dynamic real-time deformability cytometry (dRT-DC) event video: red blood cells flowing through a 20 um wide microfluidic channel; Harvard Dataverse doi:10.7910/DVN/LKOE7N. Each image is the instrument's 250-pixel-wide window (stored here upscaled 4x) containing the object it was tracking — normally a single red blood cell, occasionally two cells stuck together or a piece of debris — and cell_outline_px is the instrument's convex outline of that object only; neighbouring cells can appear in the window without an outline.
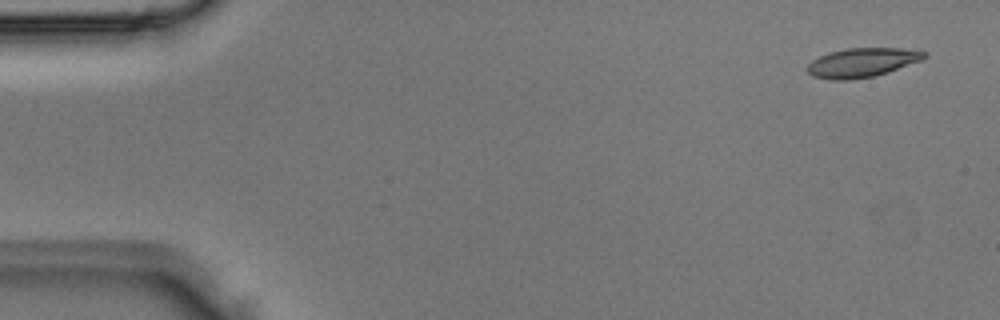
{"species": "Egyptian fruit bat (a non-hibernating species)", "species_latin": "Rousettus aegyptiacus", "temperature_condition": "room temperature", "stored_images_in_passage": 3, "camera_frame_rate_fps": 3000, "um_per_image_px": 0.085, "animal": {"sex": "male"}, "frame": {"image": 1, "passage_image": 1, "time_ms": 0.0, "image_size_px": [1000, 320], "cell_outline_px": [[928, 56], [920, 60], [888, 72], [872, 76], [848, 80], [832, 80], [812, 76], [808, 72], [808, 64], [812, 60], [828, 52], [848, 48], [900, 48], [928, 52]], "centroid_in_image_um": [73.26, 5.31], "position_along_channel_um": 11.7, "area_um2": 19.71}}
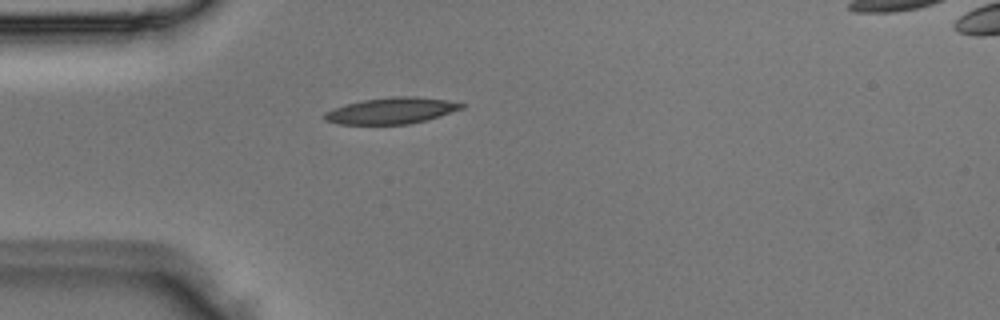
{"frame": {"image": 2, "passage_image": 3, "time_ms": 0.667, "image_size_px": [1000, 320], "cell_outline_px": [[464, 108], [428, 120], [408, 124], [336, 124], [324, 120], [324, 112], [344, 104], [364, 100], [392, 96], [416, 96], [448, 100], [464, 104]], "centroid_in_image_um": [33.27, 9.41], "position_along_channel_um": 51.7, "area_um2": 21.1}}